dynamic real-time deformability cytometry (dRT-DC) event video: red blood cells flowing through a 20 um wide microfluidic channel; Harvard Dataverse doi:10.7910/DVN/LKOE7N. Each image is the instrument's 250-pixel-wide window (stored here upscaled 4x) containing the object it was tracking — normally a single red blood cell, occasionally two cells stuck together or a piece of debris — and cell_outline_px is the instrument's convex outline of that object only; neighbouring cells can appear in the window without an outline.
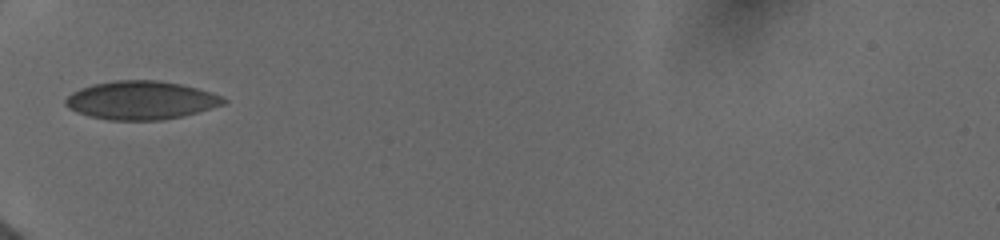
{"species": "human", "species_latin": "Homo sapiens", "temperature_condition": "cold", "stored_images_in_passage": 49, "camera_frame_rate_fps": 3000, "um_per_image_px": 0.085, "donor": {"sex": "female"}, "frame": {"image": 1, "passage_image": 1, "time_ms": 0.0, "image_size_px": [1000, 240], "cell_outline_px": [[228, 100], [224, 104], [196, 112], [180, 116], [160, 120], [108, 120], [88, 116], [68, 108], [64, 104], [64, 100], [72, 92], [80, 88], [92, 84], [116, 80], [160, 80], [180, 84], [196, 88], [220, 96]], "centroid_in_image_um": [11.92, 8.52], "position_along_channel_um": 73.1, "area_um2": 35.14}}
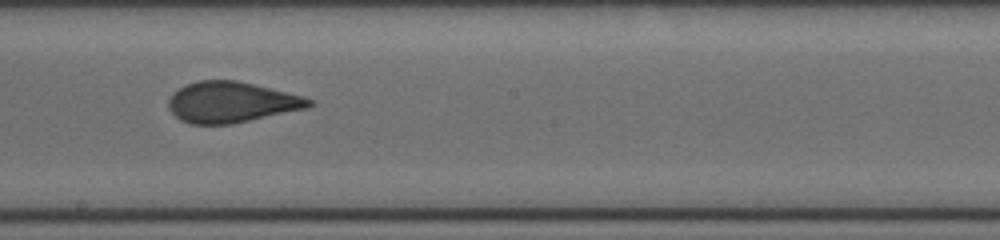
{"frame": {"image": 2, "passage_image": 26, "time_ms": 4.0, "image_size_px": [1000, 240], "cell_outline_px": [[316, 104], [308, 108], [232, 124], [192, 124], [180, 120], [168, 108], [168, 100], [172, 92], [184, 84], [200, 80], [236, 80], [304, 96], [316, 100]], "centroid_in_image_um": [19.68, 8.68], "position_along_channel_um": 228.5, "area_um2": 33.7}}
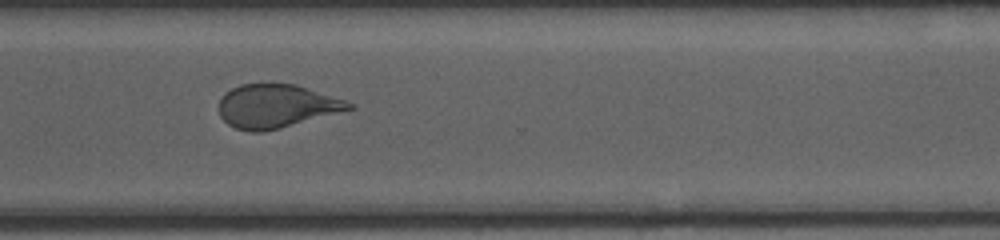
{"frame": {"image": 3, "passage_image": 37, "time_ms": 7.0, "image_size_px": [1000, 240], "cell_outline_px": [[356, 108], [280, 128], [260, 132], [252, 132], [236, 128], [228, 124], [220, 116], [220, 100], [224, 92], [240, 84], [296, 84], [344, 100], [352, 104]], "centroid_in_image_um": [23.47, 9.02], "position_along_channel_um": 347.1, "area_um2": 32.66}}